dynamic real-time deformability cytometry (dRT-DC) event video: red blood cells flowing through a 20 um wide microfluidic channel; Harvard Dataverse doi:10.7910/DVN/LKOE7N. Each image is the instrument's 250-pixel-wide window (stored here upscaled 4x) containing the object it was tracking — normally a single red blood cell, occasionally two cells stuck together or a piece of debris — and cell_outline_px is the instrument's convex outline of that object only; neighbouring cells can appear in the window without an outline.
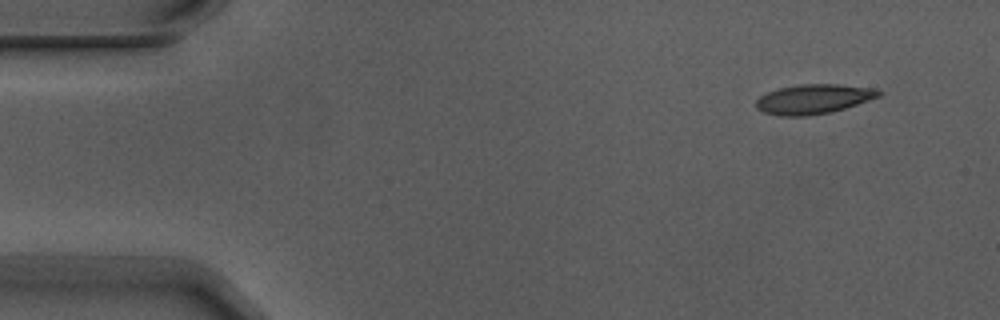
{"species": "Egyptian fruit bat (a non-hibernating species)", "species_latin": "Rousettus aegyptiacus", "temperature_condition": "warm", "stored_images_in_passage": 4, "camera_frame_rate_fps": 3000, "um_per_image_px": 0.085, "animal": {"sex": "male"}, "frame": {"image": 1, "passage_image": 1, "time_ms": 0.0, "image_size_px": [1000, 320], "cell_outline_px": [[884, 92], [880, 96], [832, 112], [808, 116], [780, 116], [764, 112], [756, 108], [756, 100], [760, 96], [768, 92], [780, 88], [800, 84], [836, 84], [872, 88]], "centroid_in_image_um": [69.13, 8.42], "position_along_channel_um": 15.9, "area_um2": 21.04}}
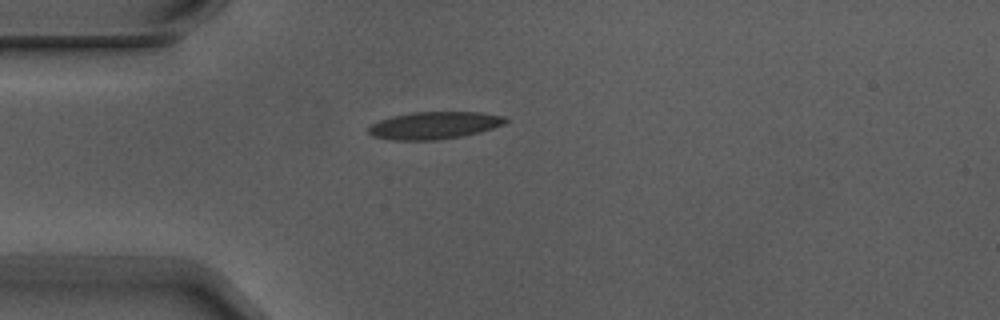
{"frame": {"image": 2, "passage_image": 4, "time_ms": 1.0, "image_size_px": [1000, 320], "cell_outline_px": [[508, 120], [504, 124], [480, 132], [464, 136], [436, 140], [392, 140], [372, 136], [368, 132], [368, 128], [372, 124], [380, 120], [392, 116], [412, 112], [480, 112], [504, 116]], "centroid_in_image_um": [36.91, 10.66], "position_along_channel_um": 48.1, "area_um2": 21.85}}